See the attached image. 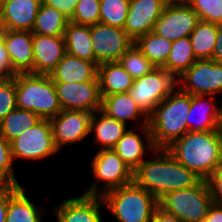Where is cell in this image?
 I'll return each mask as SVG.
<instances>
[{"mask_svg": "<svg viewBox=\"0 0 222 222\" xmlns=\"http://www.w3.org/2000/svg\"><path fill=\"white\" fill-rule=\"evenodd\" d=\"M134 171L133 182L158 200L165 194L194 187L202 179L179 163L165 148H155Z\"/></svg>", "mask_w": 222, "mask_h": 222, "instance_id": "cell-1", "label": "cell"}, {"mask_svg": "<svg viewBox=\"0 0 222 222\" xmlns=\"http://www.w3.org/2000/svg\"><path fill=\"white\" fill-rule=\"evenodd\" d=\"M165 149L184 167L207 180L222 165V128L189 131Z\"/></svg>", "mask_w": 222, "mask_h": 222, "instance_id": "cell-2", "label": "cell"}, {"mask_svg": "<svg viewBox=\"0 0 222 222\" xmlns=\"http://www.w3.org/2000/svg\"><path fill=\"white\" fill-rule=\"evenodd\" d=\"M191 108V94L176 87L148 117L155 148H166L174 140L189 132L187 117Z\"/></svg>", "mask_w": 222, "mask_h": 222, "instance_id": "cell-3", "label": "cell"}, {"mask_svg": "<svg viewBox=\"0 0 222 222\" xmlns=\"http://www.w3.org/2000/svg\"><path fill=\"white\" fill-rule=\"evenodd\" d=\"M13 78L17 108L31 110L41 119H51L62 110L50 75L29 72L17 73Z\"/></svg>", "mask_w": 222, "mask_h": 222, "instance_id": "cell-4", "label": "cell"}, {"mask_svg": "<svg viewBox=\"0 0 222 222\" xmlns=\"http://www.w3.org/2000/svg\"><path fill=\"white\" fill-rule=\"evenodd\" d=\"M101 197L105 209L118 222H150L159 207L158 199L134 182L107 191Z\"/></svg>", "mask_w": 222, "mask_h": 222, "instance_id": "cell-5", "label": "cell"}, {"mask_svg": "<svg viewBox=\"0 0 222 222\" xmlns=\"http://www.w3.org/2000/svg\"><path fill=\"white\" fill-rule=\"evenodd\" d=\"M213 203L206 180L194 187L169 192L158 200L159 208L183 222H196L206 217Z\"/></svg>", "mask_w": 222, "mask_h": 222, "instance_id": "cell-6", "label": "cell"}, {"mask_svg": "<svg viewBox=\"0 0 222 222\" xmlns=\"http://www.w3.org/2000/svg\"><path fill=\"white\" fill-rule=\"evenodd\" d=\"M91 161L94 179L83 194L102 196L107 191L133 183V170L113 149L98 150Z\"/></svg>", "mask_w": 222, "mask_h": 222, "instance_id": "cell-7", "label": "cell"}, {"mask_svg": "<svg viewBox=\"0 0 222 222\" xmlns=\"http://www.w3.org/2000/svg\"><path fill=\"white\" fill-rule=\"evenodd\" d=\"M177 87V78L163 67H156L134 79L128 93L142 112L149 117L155 107Z\"/></svg>", "mask_w": 222, "mask_h": 222, "instance_id": "cell-8", "label": "cell"}, {"mask_svg": "<svg viewBox=\"0 0 222 222\" xmlns=\"http://www.w3.org/2000/svg\"><path fill=\"white\" fill-rule=\"evenodd\" d=\"M10 145L14 163L17 159L43 161L60 152L54 143L50 119L40 120L35 126L13 139Z\"/></svg>", "mask_w": 222, "mask_h": 222, "instance_id": "cell-9", "label": "cell"}, {"mask_svg": "<svg viewBox=\"0 0 222 222\" xmlns=\"http://www.w3.org/2000/svg\"><path fill=\"white\" fill-rule=\"evenodd\" d=\"M177 87L191 95L219 94L222 100V63L212 59L196 60L177 77Z\"/></svg>", "mask_w": 222, "mask_h": 222, "instance_id": "cell-10", "label": "cell"}, {"mask_svg": "<svg viewBox=\"0 0 222 222\" xmlns=\"http://www.w3.org/2000/svg\"><path fill=\"white\" fill-rule=\"evenodd\" d=\"M199 21V16L186 0H170L152 32L173 42L190 36Z\"/></svg>", "mask_w": 222, "mask_h": 222, "instance_id": "cell-11", "label": "cell"}, {"mask_svg": "<svg viewBox=\"0 0 222 222\" xmlns=\"http://www.w3.org/2000/svg\"><path fill=\"white\" fill-rule=\"evenodd\" d=\"M91 41L96 61H119L120 57L135 43L123 28L103 23L91 25Z\"/></svg>", "mask_w": 222, "mask_h": 222, "instance_id": "cell-12", "label": "cell"}, {"mask_svg": "<svg viewBox=\"0 0 222 222\" xmlns=\"http://www.w3.org/2000/svg\"><path fill=\"white\" fill-rule=\"evenodd\" d=\"M92 113L77 110H61L50 119L54 143L59 151L63 146L75 145L90 137Z\"/></svg>", "mask_w": 222, "mask_h": 222, "instance_id": "cell-13", "label": "cell"}, {"mask_svg": "<svg viewBox=\"0 0 222 222\" xmlns=\"http://www.w3.org/2000/svg\"><path fill=\"white\" fill-rule=\"evenodd\" d=\"M62 110H77L94 113L101 109L98 81L54 82Z\"/></svg>", "mask_w": 222, "mask_h": 222, "instance_id": "cell-14", "label": "cell"}, {"mask_svg": "<svg viewBox=\"0 0 222 222\" xmlns=\"http://www.w3.org/2000/svg\"><path fill=\"white\" fill-rule=\"evenodd\" d=\"M101 208L105 210L101 196L82 194L78 197L62 198L51 211L56 222H103Z\"/></svg>", "mask_w": 222, "mask_h": 222, "instance_id": "cell-15", "label": "cell"}, {"mask_svg": "<svg viewBox=\"0 0 222 222\" xmlns=\"http://www.w3.org/2000/svg\"><path fill=\"white\" fill-rule=\"evenodd\" d=\"M170 0H130L129 10L123 29L135 42L153 30Z\"/></svg>", "mask_w": 222, "mask_h": 222, "instance_id": "cell-16", "label": "cell"}, {"mask_svg": "<svg viewBox=\"0 0 222 222\" xmlns=\"http://www.w3.org/2000/svg\"><path fill=\"white\" fill-rule=\"evenodd\" d=\"M132 126L135 127L126 131L113 147V150L134 171L146 159L147 154L151 156L150 153L155 150V147L148 125L139 128L134 124Z\"/></svg>", "mask_w": 222, "mask_h": 222, "instance_id": "cell-17", "label": "cell"}, {"mask_svg": "<svg viewBox=\"0 0 222 222\" xmlns=\"http://www.w3.org/2000/svg\"><path fill=\"white\" fill-rule=\"evenodd\" d=\"M218 103L220 105L212 95H191V108L186 120L189 131L203 132L221 128L222 100H218Z\"/></svg>", "mask_w": 222, "mask_h": 222, "instance_id": "cell-18", "label": "cell"}, {"mask_svg": "<svg viewBox=\"0 0 222 222\" xmlns=\"http://www.w3.org/2000/svg\"><path fill=\"white\" fill-rule=\"evenodd\" d=\"M66 54L64 36L33 33V73L50 75Z\"/></svg>", "mask_w": 222, "mask_h": 222, "instance_id": "cell-19", "label": "cell"}, {"mask_svg": "<svg viewBox=\"0 0 222 222\" xmlns=\"http://www.w3.org/2000/svg\"><path fill=\"white\" fill-rule=\"evenodd\" d=\"M0 36L9 53L13 71L16 74L33 73V33L0 29Z\"/></svg>", "mask_w": 222, "mask_h": 222, "instance_id": "cell-20", "label": "cell"}, {"mask_svg": "<svg viewBox=\"0 0 222 222\" xmlns=\"http://www.w3.org/2000/svg\"><path fill=\"white\" fill-rule=\"evenodd\" d=\"M42 0H10L0 8V29L32 31Z\"/></svg>", "mask_w": 222, "mask_h": 222, "instance_id": "cell-21", "label": "cell"}, {"mask_svg": "<svg viewBox=\"0 0 222 222\" xmlns=\"http://www.w3.org/2000/svg\"><path fill=\"white\" fill-rule=\"evenodd\" d=\"M101 110L126 125L132 122L134 124L138 123V127L148 125V117L137 106L128 92L103 96Z\"/></svg>", "mask_w": 222, "mask_h": 222, "instance_id": "cell-22", "label": "cell"}, {"mask_svg": "<svg viewBox=\"0 0 222 222\" xmlns=\"http://www.w3.org/2000/svg\"><path fill=\"white\" fill-rule=\"evenodd\" d=\"M129 129V125L108 116L101 109L92 113L90 120V135L99 150L113 149L118 140Z\"/></svg>", "mask_w": 222, "mask_h": 222, "instance_id": "cell-23", "label": "cell"}, {"mask_svg": "<svg viewBox=\"0 0 222 222\" xmlns=\"http://www.w3.org/2000/svg\"><path fill=\"white\" fill-rule=\"evenodd\" d=\"M50 77L54 82L98 81L97 66L93 62L66 53Z\"/></svg>", "mask_w": 222, "mask_h": 222, "instance_id": "cell-24", "label": "cell"}, {"mask_svg": "<svg viewBox=\"0 0 222 222\" xmlns=\"http://www.w3.org/2000/svg\"><path fill=\"white\" fill-rule=\"evenodd\" d=\"M97 78L101 98L128 92L134 79L118 61L104 62L97 66Z\"/></svg>", "mask_w": 222, "mask_h": 222, "instance_id": "cell-25", "label": "cell"}, {"mask_svg": "<svg viewBox=\"0 0 222 222\" xmlns=\"http://www.w3.org/2000/svg\"><path fill=\"white\" fill-rule=\"evenodd\" d=\"M64 40L66 53L93 62L96 66L99 65L92 47L91 25H77L69 22L64 31Z\"/></svg>", "mask_w": 222, "mask_h": 222, "instance_id": "cell-26", "label": "cell"}, {"mask_svg": "<svg viewBox=\"0 0 222 222\" xmlns=\"http://www.w3.org/2000/svg\"><path fill=\"white\" fill-rule=\"evenodd\" d=\"M22 186L10 199L7 209L6 222H42L44 211L36 206L26 194Z\"/></svg>", "mask_w": 222, "mask_h": 222, "instance_id": "cell-27", "label": "cell"}, {"mask_svg": "<svg viewBox=\"0 0 222 222\" xmlns=\"http://www.w3.org/2000/svg\"><path fill=\"white\" fill-rule=\"evenodd\" d=\"M69 19L57 9L41 3L32 33L49 36H64Z\"/></svg>", "mask_w": 222, "mask_h": 222, "instance_id": "cell-28", "label": "cell"}, {"mask_svg": "<svg viewBox=\"0 0 222 222\" xmlns=\"http://www.w3.org/2000/svg\"><path fill=\"white\" fill-rule=\"evenodd\" d=\"M42 120L31 110L16 108L0 121V133L8 142L20 136L24 131L35 126Z\"/></svg>", "mask_w": 222, "mask_h": 222, "instance_id": "cell-29", "label": "cell"}, {"mask_svg": "<svg viewBox=\"0 0 222 222\" xmlns=\"http://www.w3.org/2000/svg\"><path fill=\"white\" fill-rule=\"evenodd\" d=\"M190 37H183L172 42V47L163 68L176 78L189 69L196 61Z\"/></svg>", "mask_w": 222, "mask_h": 222, "instance_id": "cell-30", "label": "cell"}, {"mask_svg": "<svg viewBox=\"0 0 222 222\" xmlns=\"http://www.w3.org/2000/svg\"><path fill=\"white\" fill-rule=\"evenodd\" d=\"M135 45L152 64L156 67H163L170 53L172 41L151 31L140 36L135 41Z\"/></svg>", "mask_w": 222, "mask_h": 222, "instance_id": "cell-31", "label": "cell"}, {"mask_svg": "<svg viewBox=\"0 0 222 222\" xmlns=\"http://www.w3.org/2000/svg\"><path fill=\"white\" fill-rule=\"evenodd\" d=\"M189 37L197 60L212 58L217 37V24L200 20Z\"/></svg>", "mask_w": 222, "mask_h": 222, "instance_id": "cell-32", "label": "cell"}, {"mask_svg": "<svg viewBox=\"0 0 222 222\" xmlns=\"http://www.w3.org/2000/svg\"><path fill=\"white\" fill-rule=\"evenodd\" d=\"M130 0H100V23L123 28Z\"/></svg>", "mask_w": 222, "mask_h": 222, "instance_id": "cell-33", "label": "cell"}, {"mask_svg": "<svg viewBox=\"0 0 222 222\" xmlns=\"http://www.w3.org/2000/svg\"><path fill=\"white\" fill-rule=\"evenodd\" d=\"M118 62L133 79L140 78L156 68V66L143 55L135 43L120 57Z\"/></svg>", "mask_w": 222, "mask_h": 222, "instance_id": "cell-34", "label": "cell"}, {"mask_svg": "<svg viewBox=\"0 0 222 222\" xmlns=\"http://www.w3.org/2000/svg\"><path fill=\"white\" fill-rule=\"evenodd\" d=\"M0 186H22L14 171L10 142L0 133Z\"/></svg>", "mask_w": 222, "mask_h": 222, "instance_id": "cell-35", "label": "cell"}, {"mask_svg": "<svg viewBox=\"0 0 222 222\" xmlns=\"http://www.w3.org/2000/svg\"><path fill=\"white\" fill-rule=\"evenodd\" d=\"M69 22L77 25L100 23V0H78L75 12Z\"/></svg>", "mask_w": 222, "mask_h": 222, "instance_id": "cell-36", "label": "cell"}, {"mask_svg": "<svg viewBox=\"0 0 222 222\" xmlns=\"http://www.w3.org/2000/svg\"><path fill=\"white\" fill-rule=\"evenodd\" d=\"M199 19L215 24L222 23V0H186Z\"/></svg>", "mask_w": 222, "mask_h": 222, "instance_id": "cell-37", "label": "cell"}, {"mask_svg": "<svg viewBox=\"0 0 222 222\" xmlns=\"http://www.w3.org/2000/svg\"><path fill=\"white\" fill-rule=\"evenodd\" d=\"M17 108L14 78H0V121Z\"/></svg>", "mask_w": 222, "mask_h": 222, "instance_id": "cell-38", "label": "cell"}, {"mask_svg": "<svg viewBox=\"0 0 222 222\" xmlns=\"http://www.w3.org/2000/svg\"><path fill=\"white\" fill-rule=\"evenodd\" d=\"M206 181L213 202L222 205V165Z\"/></svg>", "mask_w": 222, "mask_h": 222, "instance_id": "cell-39", "label": "cell"}, {"mask_svg": "<svg viewBox=\"0 0 222 222\" xmlns=\"http://www.w3.org/2000/svg\"><path fill=\"white\" fill-rule=\"evenodd\" d=\"M42 3L57 9L70 20L75 12L78 0H42Z\"/></svg>", "mask_w": 222, "mask_h": 222, "instance_id": "cell-40", "label": "cell"}, {"mask_svg": "<svg viewBox=\"0 0 222 222\" xmlns=\"http://www.w3.org/2000/svg\"><path fill=\"white\" fill-rule=\"evenodd\" d=\"M15 75L16 73L13 71L9 53L0 36V78H13Z\"/></svg>", "mask_w": 222, "mask_h": 222, "instance_id": "cell-41", "label": "cell"}, {"mask_svg": "<svg viewBox=\"0 0 222 222\" xmlns=\"http://www.w3.org/2000/svg\"><path fill=\"white\" fill-rule=\"evenodd\" d=\"M22 186H0V222H6L9 199Z\"/></svg>", "mask_w": 222, "mask_h": 222, "instance_id": "cell-42", "label": "cell"}, {"mask_svg": "<svg viewBox=\"0 0 222 222\" xmlns=\"http://www.w3.org/2000/svg\"><path fill=\"white\" fill-rule=\"evenodd\" d=\"M211 59L217 63H222V23L217 24L216 43Z\"/></svg>", "mask_w": 222, "mask_h": 222, "instance_id": "cell-43", "label": "cell"}, {"mask_svg": "<svg viewBox=\"0 0 222 222\" xmlns=\"http://www.w3.org/2000/svg\"><path fill=\"white\" fill-rule=\"evenodd\" d=\"M150 222H183V221L178 219L176 216L163 211L161 208L158 207L154 215L152 216Z\"/></svg>", "mask_w": 222, "mask_h": 222, "instance_id": "cell-44", "label": "cell"}, {"mask_svg": "<svg viewBox=\"0 0 222 222\" xmlns=\"http://www.w3.org/2000/svg\"><path fill=\"white\" fill-rule=\"evenodd\" d=\"M206 218L209 222H222V205L213 203L209 208Z\"/></svg>", "mask_w": 222, "mask_h": 222, "instance_id": "cell-45", "label": "cell"}, {"mask_svg": "<svg viewBox=\"0 0 222 222\" xmlns=\"http://www.w3.org/2000/svg\"><path fill=\"white\" fill-rule=\"evenodd\" d=\"M10 0H0V8L7 4Z\"/></svg>", "mask_w": 222, "mask_h": 222, "instance_id": "cell-46", "label": "cell"}, {"mask_svg": "<svg viewBox=\"0 0 222 222\" xmlns=\"http://www.w3.org/2000/svg\"><path fill=\"white\" fill-rule=\"evenodd\" d=\"M196 222H209V220L206 217H203V218L197 220Z\"/></svg>", "mask_w": 222, "mask_h": 222, "instance_id": "cell-47", "label": "cell"}]
</instances>
